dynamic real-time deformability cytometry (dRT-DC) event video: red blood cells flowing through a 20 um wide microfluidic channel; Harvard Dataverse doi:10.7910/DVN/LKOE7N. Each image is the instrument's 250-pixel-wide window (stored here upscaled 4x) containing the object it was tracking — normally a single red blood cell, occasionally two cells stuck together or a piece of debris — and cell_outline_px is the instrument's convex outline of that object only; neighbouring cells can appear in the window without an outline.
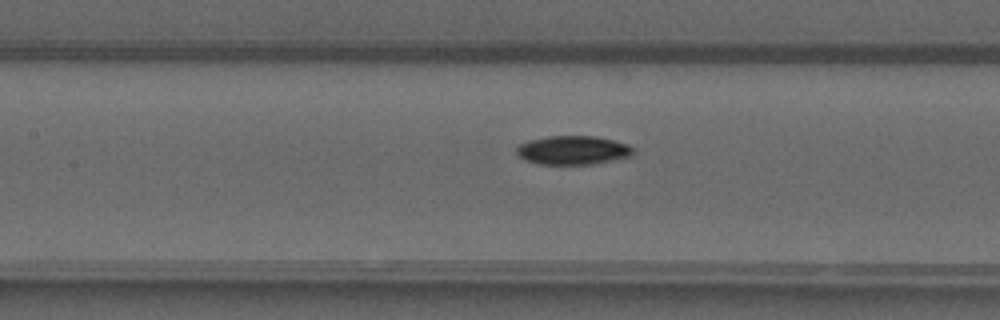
{"species": "common noctule bat (a hibernating species)", "species_latin": "Nyctalus noctula", "temperature_condition": "warm", "stored_images_in_passage": 28, "camera_frame_rate_fps": 3000, "um_per_image_px": 0.085, "animal": {"sex": "male", "forearm_length_mm": 52.5}, "frame": {"image": 1, "passage_image": 12, "time_ms": 3.667, "image_size_px": [1000, 320], "cell_outline_px": [[632, 156], [592, 164], [540, 164], [524, 160], [516, 152], [516, 148], [520, 144], [528, 140], [548, 136], [596, 136], [628, 144], [632, 148]], "centroid_in_image_um": [48.67, 12.76], "position_along_channel_um": 158.7, "area_um2": 19.48}}
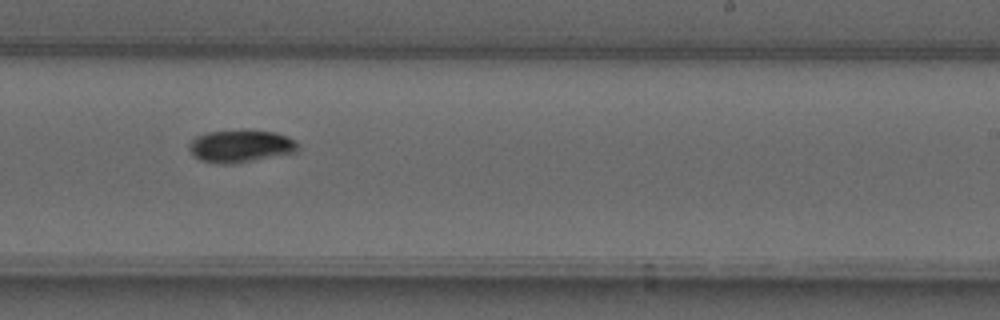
{"frame": {"image": 2, "passage_image": 20, "time_ms": 6.333, "image_size_px": [1000, 320], "cell_outline_px": [[300, 144], [296, 152], [232, 164], [216, 164], [200, 160], [192, 156], [188, 148], [188, 144], [196, 136], [208, 132], [240, 128], [244, 128], [276, 132], [288, 136], [296, 140]], "centroid_in_image_um": [20.44, 12.39], "position_along_channel_um": 268.6, "area_um2": 21.33}}
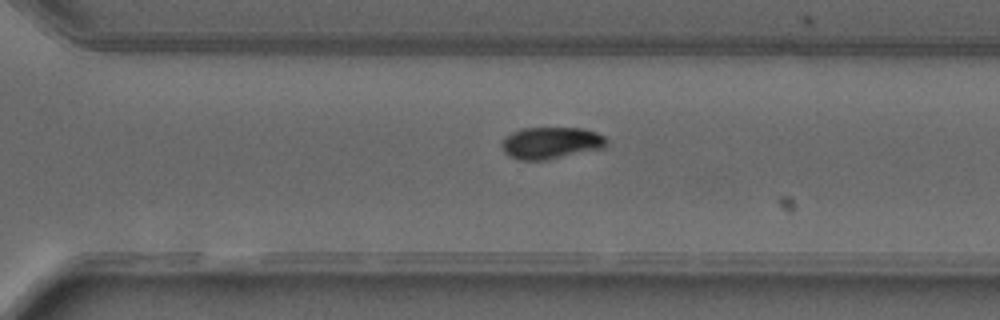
{"frame": {"image": 3, "passage_image": 24, "time_ms": 7.667, "image_size_px": [1000, 320], "cell_outline_px": [[608, 144], [604, 148], [548, 160], [520, 160], [508, 156], [504, 152], [504, 140], [512, 132], [520, 128], [584, 128], [596, 132], [604, 136], [608, 140]], "centroid_in_image_um": [46.89, 12.15], "position_along_channel_um": 323.7, "area_um2": 19.48}, "authors_computed_cell_mechanics": {"area_um2": 19.652, "velocity_mm_per_s": 4.1393, "shape_relaxation_time_tau1_ms": 6.6553, "shape_relaxation_time_tau2_ms": null, "deformation_change_tau1": 0.187, "deformation_change_tau2": null}}